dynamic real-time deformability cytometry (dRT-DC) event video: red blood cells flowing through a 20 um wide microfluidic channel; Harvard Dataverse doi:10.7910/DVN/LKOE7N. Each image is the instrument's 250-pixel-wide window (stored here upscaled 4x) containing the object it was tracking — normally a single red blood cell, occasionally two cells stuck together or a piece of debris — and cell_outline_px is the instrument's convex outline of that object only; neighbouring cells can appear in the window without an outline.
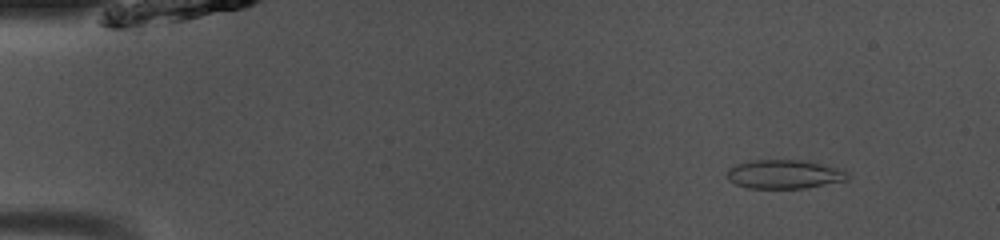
{"species": "common noctule bat (a hibernating species)", "species_latin": "Nyctalus noctula", "temperature_condition": "room temperature", "stored_images_in_passage": 49, "camera_frame_rate_fps": 3000, "um_per_image_px": 0.085, "animal": {"sex": "male", "body_mass_g": 13.0, "forearm_length_mm": 53.1}, "frame": {"image": 1, "passage_image": 6, "time_ms": 1.667, "image_size_px": [1000, 240], "cell_outline_px": [[848, 180], [804, 188], [748, 188], [736, 184], [728, 180], [728, 168], [736, 164], [752, 160], [804, 160], [840, 168], [848, 172]], "centroid_in_image_um": [66.67, 14.8], "position_along_channel_um": 18.3, "area_um2": 20.29}}
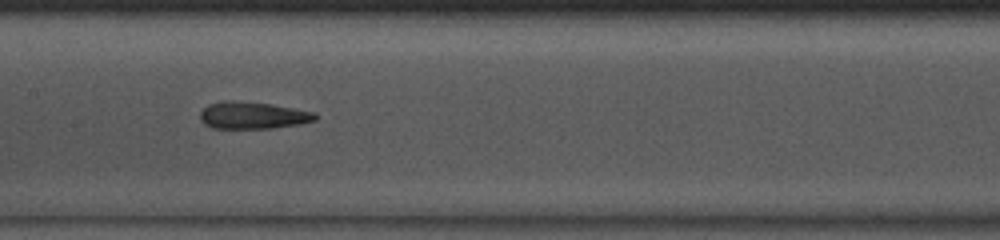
{"frame": {"image": 2, "passage_image": 25, "time_ms": 8.0, "image_size_px": [1000, 240], "cell_outline_px": [[320, 116], [316, 120], [300, 124], [272, 128], [212, 128], [204, 124], [200, 120], [200, 112], [208, 104], [224, 100], [236, 100], [268, 104], [312, 112]], "centroid_in_image_um": [21.44, 9.81], "position_along_channel_um": 186.0, "area_um2": 18.09}}
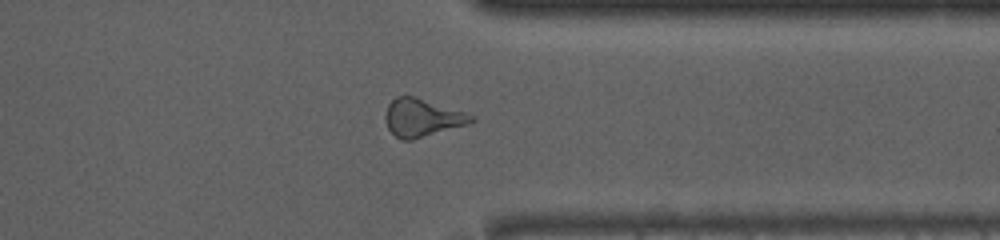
{"frame": {"image": 3, "passage_image": 39, "time_ms": 12.667, "image_size_px": [1000, 240], "cell_outline_px": [[476, 120], [468, 124], [412, 140], [400, 140], [388, 128], [384, 116], [388, 104], [396, 96], [416, 96], [476, 116]], "centroid_in_image_um": [35.88, 10.0], "position_along_channel_um": 375.5, "area_um2": 18.96}, "authors_computed_cell_mechanics": {"area_um2": 18.9584, "velocity_mm_per_s": 4.11, "shape_relaxation_time_tau1_ms": null, "shape_relaxation_time_tau2_ms": 2.5615, "deformation_change_tau1": null, "deformation_change_tau2": 0.1187}}